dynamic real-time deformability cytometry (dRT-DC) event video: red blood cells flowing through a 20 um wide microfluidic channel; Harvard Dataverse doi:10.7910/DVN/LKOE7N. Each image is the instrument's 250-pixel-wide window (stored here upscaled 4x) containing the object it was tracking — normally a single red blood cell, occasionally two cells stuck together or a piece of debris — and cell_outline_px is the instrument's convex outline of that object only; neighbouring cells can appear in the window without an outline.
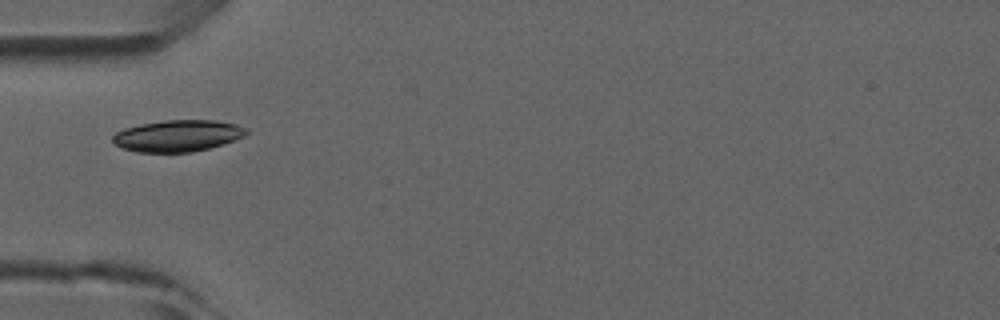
{"species": "common noctule bat (a hibernating species)", "species_latin": "Nyctalus noctula", "temperature_condition": "room temperature", "stored_images_in_passage": 2, "camera_frame_rate_fps": 3000, "um_per_image_px": 0.085, "animal": {"sex": "male", "forearm_length_mm": 52.5}, "frame": {"image": 1, "passage_image": 1, "time_ms": 0.0, "image_size_px": [1000, 320], "cell_outline_px": [[252, 132], [244, 136], [208, 148], [192, 152], [136, 152], [120, 148], [112, 140], [112, 136], [116, 132], [124, 128], [140, 124], [164, 120], [216, 120], [236, 124], [248, 128]], "centroid_in_image_um": [15.1, 11.53], "position_along_channel_um": 69.9, "area_um2": 24.68}}
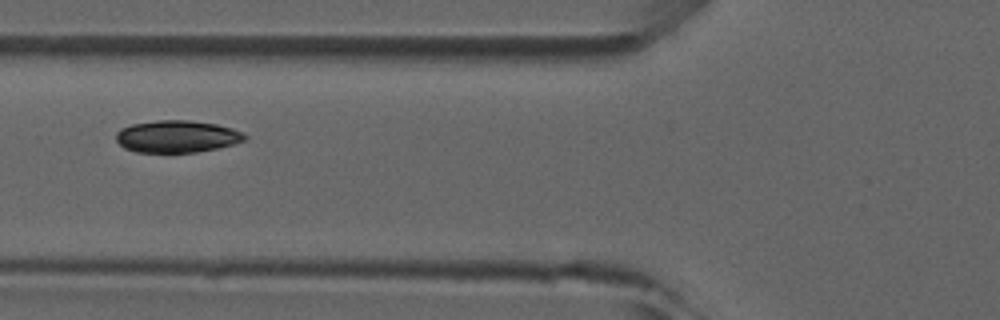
{"frame": {"image": 2, "passage_image": 2, "time_ms": 1.0, "image_size_px": [1000, 320], "cell_outline_px": [[248, 136], [244, 140], [232, 144], [216, 148], [196, 152], [136, 152], [124, 148], [116, 140], [116, 132], [120, 128], [132, 124], [156, 120], [188, 120], [216, 124], [232, 128], [244, 132]], "centroid_in_image_um": [15.03, 11.59], "position_along_channel_um": 110.8, "area_um2": 24.1}}